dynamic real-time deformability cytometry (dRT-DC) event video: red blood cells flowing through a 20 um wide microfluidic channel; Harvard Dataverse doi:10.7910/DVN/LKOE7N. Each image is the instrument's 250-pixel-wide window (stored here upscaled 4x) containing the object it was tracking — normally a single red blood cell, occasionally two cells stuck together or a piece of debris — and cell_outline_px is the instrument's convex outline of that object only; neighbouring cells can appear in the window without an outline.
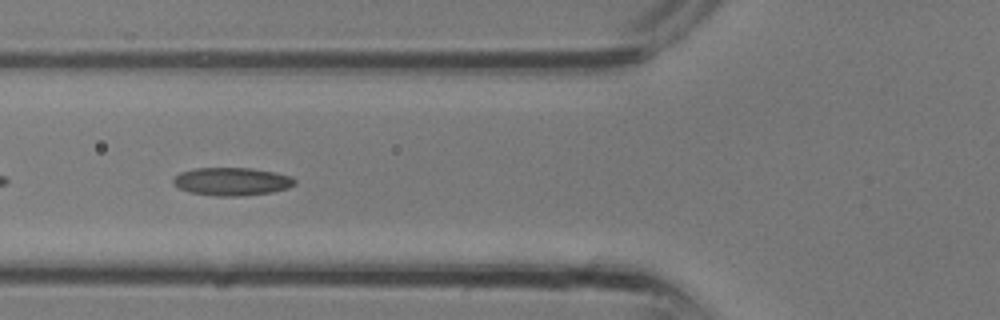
{"species": "common noctule bat (a hibernating species)", "species_latin": "Nyctalus noctula", "temperature_condition": "room temperature", "stored_images_in_passage": 24, "camera_frame_rate_fps": 3000, "um_per_image_px": 0.085, "animal": {"sex": "male", "body_mass_g": 13.3}, "frame": {"image": 1, "passage_image": 4, "time_ms": 1.0, "image_size_px": [1000, 320], "cell_outline_px": [[296, 184], [288, 188], [272, 192], [244, 196], [216, 196], [188, 192], [172, 184], [172, 180], [180, 172], [196, 168], [252, 168], [292, 176], [296, 180]], "centroid_in_image_um": [19.71, 15.43], "position_along_channel_um": 106.1, "area_um2": 19.94}}
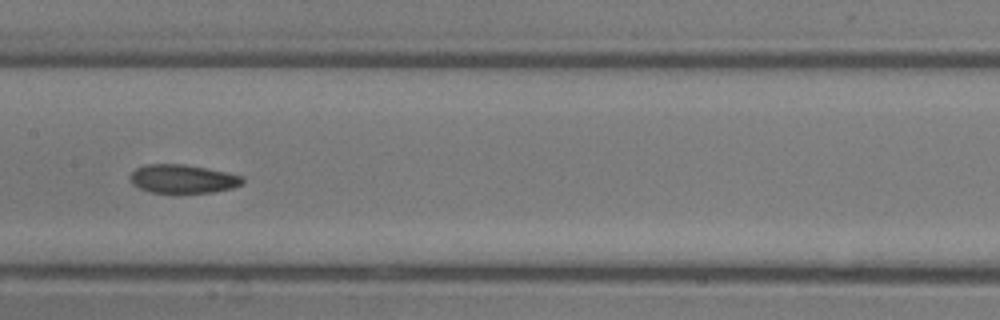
{"frame": {"image": 2, "passage_image": 8, "time_ms": 2.333, "image_size_px": [1000, 320], "cell_outline_px": [[244, 184], [232, 188], [212, 192], [152, 192], [140, 188], [132, 184], [128, 176], [136, 168], [148, 164], [184, 164], [244, 176]], "centroid_in_image_um": [15.53, 15.2], "position_along_channel_um": 191.9, "area_um2": 18.55}}
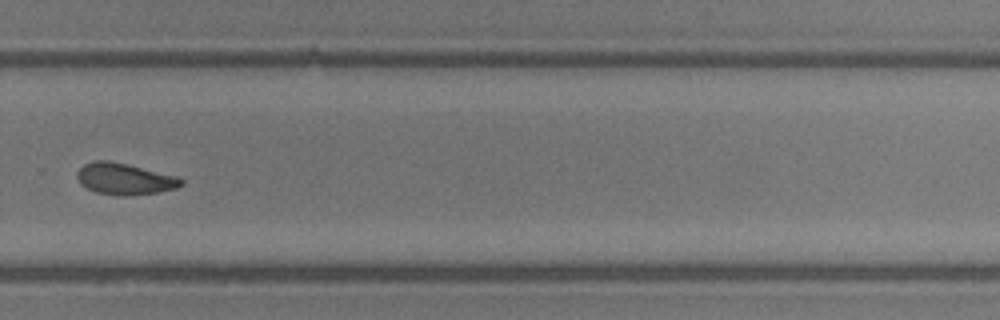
{"frame": {"image": 3, "passage_image": 14, "time_ms": 4.333, "image_size_px": [1000, 320], "cell_outline_px": [[184, 184], [176, 188], [160, 192], [124, 196], [120, 196], [96, 192], [80, 184], [76, 176], [76, 172], [84, 164], [96, 160], [108, 160], [176, 176], [184, 180]], "centroid_in_image_um": [10.58, 15.21], "position_along_channel_um": 319.2, "area_um2": 18.96}}